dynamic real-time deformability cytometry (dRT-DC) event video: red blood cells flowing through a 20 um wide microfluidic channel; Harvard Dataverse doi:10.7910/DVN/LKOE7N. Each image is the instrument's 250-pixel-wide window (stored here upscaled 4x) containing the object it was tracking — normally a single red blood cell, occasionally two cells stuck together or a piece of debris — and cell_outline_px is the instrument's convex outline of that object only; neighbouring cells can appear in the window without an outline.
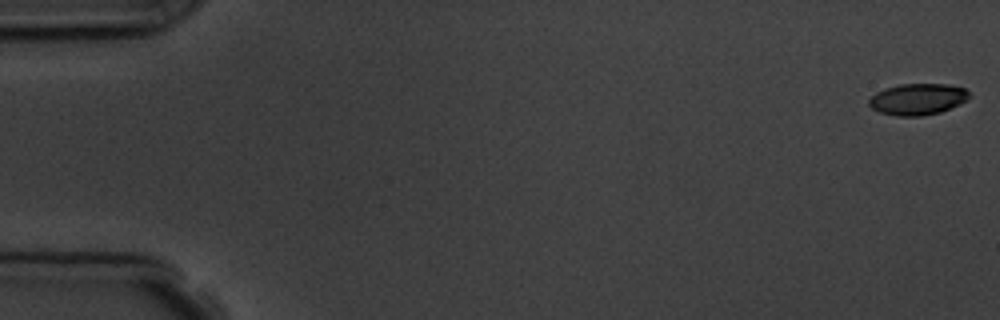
{"species": "common noctule bat (a hibernating species)", "species_latin": "Nyctalus noctula", "temperature_condition": "room temperature", "stored_images_in_passage": 5, "camera_frame_rate_fps": 3000, "um_per_image_px": 0.085, "animal": {"sex": "male", "body_mass_g": 19.5, "forearm_length_mm": 54.6}, "frame": {"image": 1, "passage_image": 1, "time_ms": 0.0, "image_size_px": [1000, 320], "cell_outline_px": [[968, 96], [960, 104], [940, 112], [920, 116], [896, 116], [880, 112], [872, 108], [868, 104], [868, 100], [876, 92], [884, 88], [900, 84], [948, 84], [964, 88], [968, 92]], "centroid_in_image_um": [77.96, 8.43], "position_along_channel_um": 7.0, "area_um2": 18.21}}
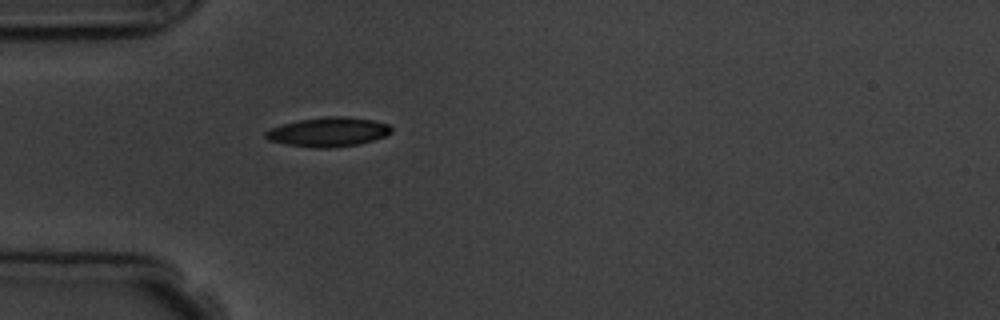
{"frame": {"image": 2, "passage_image": 5, "time_ms": 5.333, "image_size_px": [1000, 320], "cell_outline_px": [[392, 132], [384, 136], [372, 140], [356, 144], [328, 148], [316, 148], [288, 144], [268, 140], [264, 136], [264, 132], [272, 128], [284, 124], [300, 120], [324, 116], [344, 116], [372, 120], [388, 124], [392, 128]], "centroid_in_image_um": [27.9, 11.21], "position_along_channel_um": 57.1, "area_um2": 21.15}}